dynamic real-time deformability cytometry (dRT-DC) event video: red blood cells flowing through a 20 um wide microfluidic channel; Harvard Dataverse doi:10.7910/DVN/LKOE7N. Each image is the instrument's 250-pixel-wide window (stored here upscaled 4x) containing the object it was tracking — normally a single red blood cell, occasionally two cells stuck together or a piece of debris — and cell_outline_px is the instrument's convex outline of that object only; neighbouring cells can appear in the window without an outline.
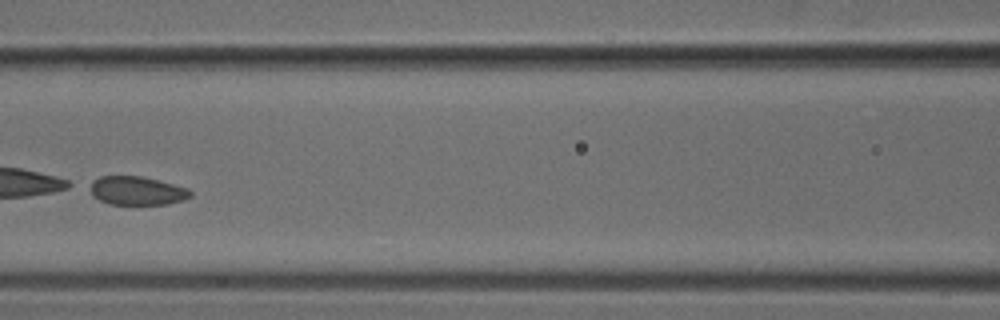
{"species": "common noctule bat (a hibernating species)", "species_latin": "Nyctalus noctula", "temperature_condition": "cold", "stored_images_in_passage": 7, "camera_frame_rate_fps": 3000, "um_per_image_px": 0.085, "animal": {"sex": "male", "body_mass_g": 18.8}, "frame": {"image": 1, "passage_image": 6, "time_ms": 1.667, "image_size_px": [1000, 320], "cell_outline_px": [[192, 196], [184, 200], [168, 204], [108, 204], [92, 196], [84, 184], [100, 176], [140, 176], [188, 188], [192, 192]], "centroid_in_image_um": [11.55, 16.21], "position_along_channel_um": 155.1, "area_um2": 17.05}}
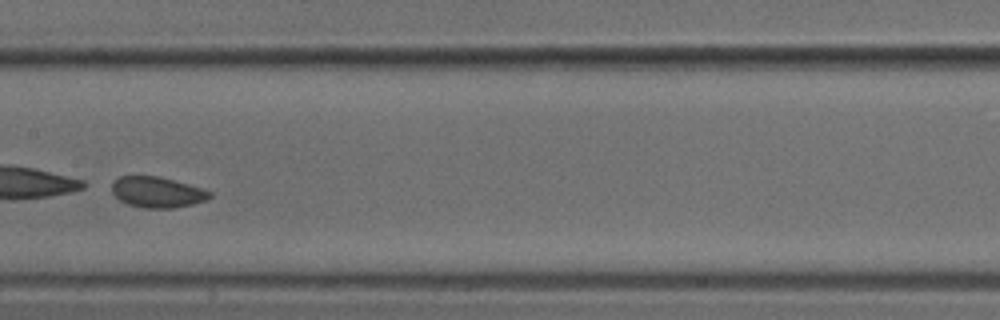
{"frame": {"image": 2, "passage_image": 7, "time_ms": 2.0, "image_size_px": [1000, 320], "cell_outline_px": [[212, 196], [208, 200], [192, 204], [172, 208], [144, 208], [128, 204], [120, 200], [112, 192], [112, 184], [120, 176], [160, 176], [188, 184], [212, 192]], "centroid_in_image_um": [13.38, 16.34], "position_along_channel_um": 194.0, "area_um2": 17.46}}